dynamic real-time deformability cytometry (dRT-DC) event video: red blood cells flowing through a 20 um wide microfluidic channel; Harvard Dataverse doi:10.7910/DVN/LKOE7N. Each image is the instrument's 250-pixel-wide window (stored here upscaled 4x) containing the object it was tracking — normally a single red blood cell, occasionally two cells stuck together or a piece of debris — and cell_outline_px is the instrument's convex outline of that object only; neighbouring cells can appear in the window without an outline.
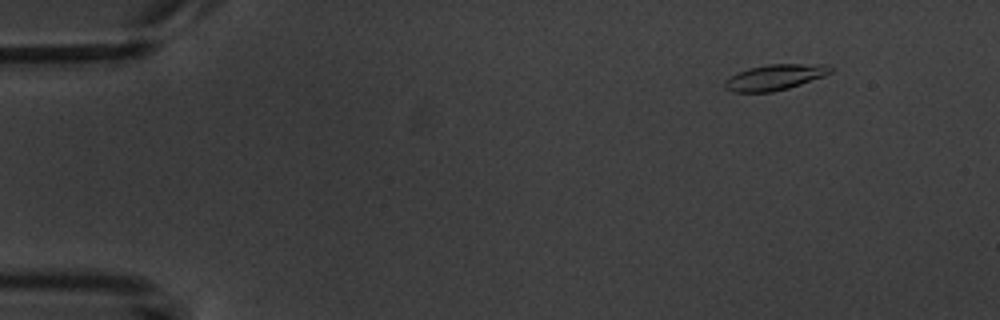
{"species": "common noctule bat (a hibernating species)", "species_latin": "Nyctalus noctula", "temperature_condition": "warm", "stored_images_in_passage": 5, "camera_frame_rate_fps": 3000, "um_per_image_px": 0.085, "animal": {"sex": "male", "body_mass_g": 20.1, "forearm_length_mm": 53.5}, "frame": {"image": 1, "passage_image": 1, "time_ms": 0.0, "image_size_px": [1000, 320], "cell_outline_px": [[832, 72], [824, 76], [788, 88], [772, 92], [736, 92], [724, 88], [724, 80], [748, 68], [768, 64], [828, 64], [832, 68]], "centroid_in_image_um": [65.88, 6.56], "position_along_channel_um": 19.1, "area_um2": 15.72}}
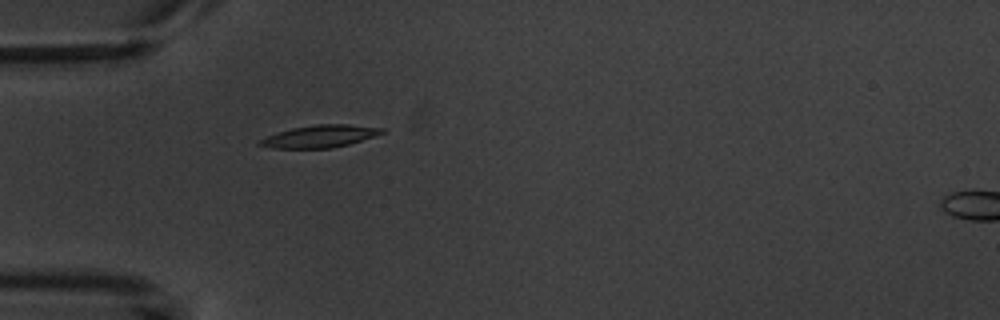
{"frame": {"image": 2, "passage_image": 4, "time_ms": 3.667, "image_size_px": [1000, 320], "cell_outline_px": [[384, 132], [348, 144], [332, 148], [272, 148], [256, 144], [260, 140], [276, 132], [292, 128], [316, 124], [348, 124], [384, 128]], "centroid_in_image_um": [27.15, 11.58], "position_along_channel_um": 57.9, "area_um2": 15.66}}